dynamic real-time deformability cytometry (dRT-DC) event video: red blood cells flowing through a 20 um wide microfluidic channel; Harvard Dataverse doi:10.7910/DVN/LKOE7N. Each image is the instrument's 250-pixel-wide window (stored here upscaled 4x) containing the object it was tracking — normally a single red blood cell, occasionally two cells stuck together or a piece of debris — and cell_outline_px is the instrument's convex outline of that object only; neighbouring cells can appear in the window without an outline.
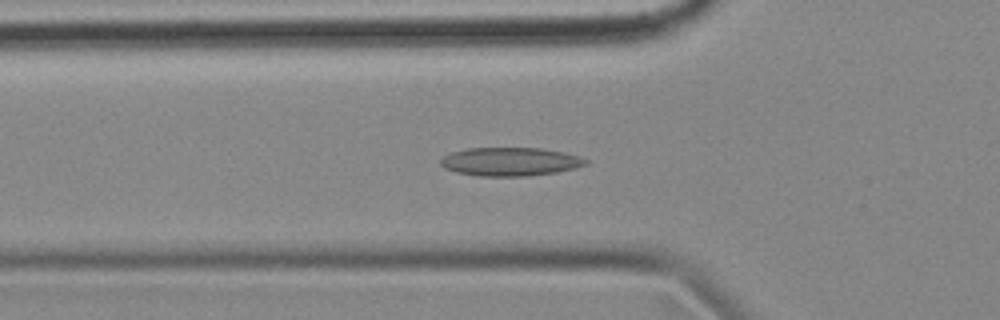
{"species": "common noctule bat (a hibernating species)", "species_latin": "Nyctalus noctula", "temperature_condition": "cold", "stored_images_in_passage": 56, "camera_frame_rate_fps": 3000, "um_per_image_px": 0.085, "animal": {"sex": "female", "body_mass_g": 18.4}, "frame": {"image": 1, "passage_image": 18, "time_ms": 5.667, "image_size_px": [1000, 320], "cell_outline_px": [[588, 164], [576, 168], [556, 172], [528, 176], [480, 176], [456, 172], [444, 168], [440, 164], [440, 160], [444, 156], [452, 152], [468, 148], [540, 148], [564, 152], [580, 156], [588, 160]], "centroid_in_image_um": [43.39, 13.74], "position_along_channel_um": 82.4, "area_um2": 24.16}}
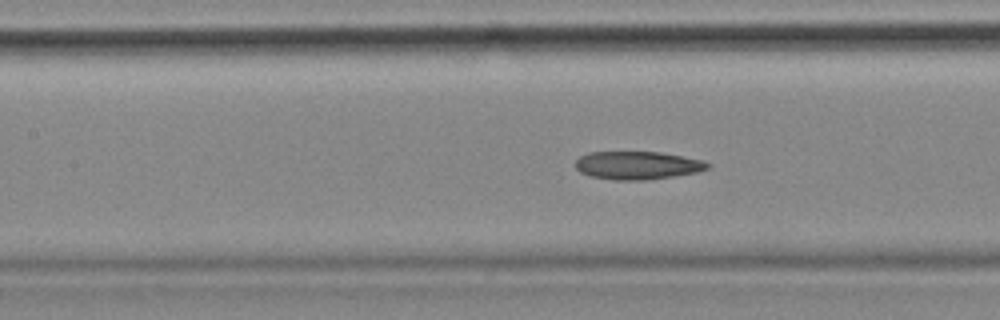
{"frame": {"image": 2, "passage_image": 24, "time_ms": 7.667, "image_size_px": [1000, 320], "cell_outline_px": [[712, 164], [708, 168], [696, 172], [648, 180], [612, 180], [592, 176], [580, 172], [576, 168], [576, 160], [580, 156], [588, 152], [660, 152], [704, 160]], "centroid_in_image_um": [54.19, 14.05], "position_along_channel_um": 153.2, "area_um2": 21.62}}
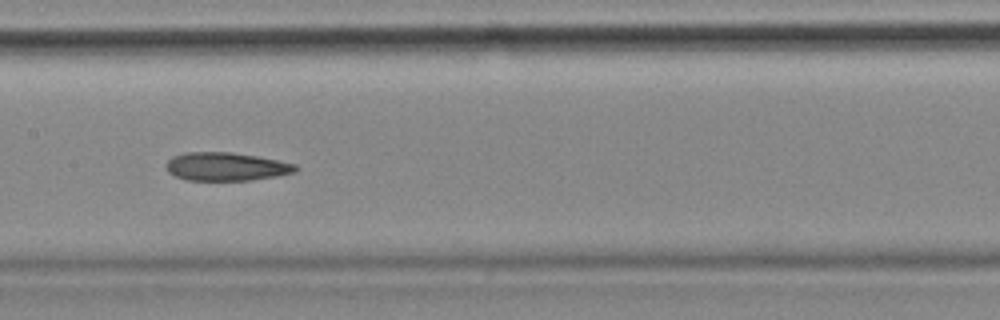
{"frame": {"image": 3, "passage_image": 27, "time_ms": 8.667, "image_size_px": [1000, 320], "cell_outline_px": [[300, 168], [296, 172], [276, 176], [252, 180], [188, 180], [176, 176], [168, 172], [168, 160], [172, 156], [184, 152], [232, 152], [256, 156], [296, 164]], "centroid_in_image_um": [19.25, 14.15], "position_along_channel_um": 188.1, "area_um2": 21.27}, "authors_computed_cell_mechanics": {"area_um2": 23.2067, "velocity_mm_per_s": 3.5148, "shape_relaxation_time_tau1_ms": null, "shape_relaxation_time_tau2_ms": 5.4491, "deformation_change_tau1": null, "deformation_change_tau2": 0.1298}}